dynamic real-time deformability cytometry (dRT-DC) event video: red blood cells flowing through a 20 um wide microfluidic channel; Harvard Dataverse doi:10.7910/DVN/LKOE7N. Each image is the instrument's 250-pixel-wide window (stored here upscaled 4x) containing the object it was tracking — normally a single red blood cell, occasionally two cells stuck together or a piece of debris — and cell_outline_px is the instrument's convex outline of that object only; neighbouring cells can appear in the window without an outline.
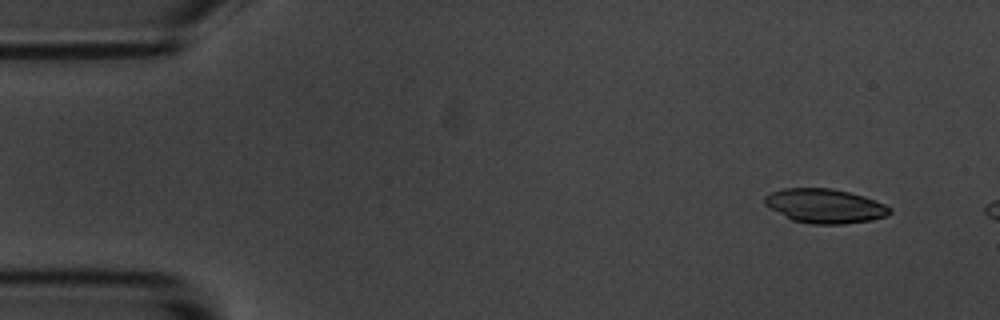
{"species": "common noctule bat (a hibernating species)", "species_latin": "Nyctalus noctula", "temperature_condition": "room temperature", "stored_images_in_passage": 3, "camera_frame_rate_fps": 3000, "um_per_image_px": 0.085, "animal": {"sex": "male", "body_mass_g": 20.1, "forearm_length_mm": 53.5}, "frame": {"image": 1, "passage_image": 1, "time_ms": 0.0, "image_size_px": [1000, 320], "cell_outline_px": [[892, 212], [888, 216], [868, 220], [844, 224], [812, 224], [792, 220], [764, 204], [764, 196], [772, 192], [784, 188], [832, 188], [864, 196], [884, 204], [892, 208]], "centroid_in_image_um": [70.13, 17.5], "position_along_channel_um": 14.9, "area_um2": 24.85}}